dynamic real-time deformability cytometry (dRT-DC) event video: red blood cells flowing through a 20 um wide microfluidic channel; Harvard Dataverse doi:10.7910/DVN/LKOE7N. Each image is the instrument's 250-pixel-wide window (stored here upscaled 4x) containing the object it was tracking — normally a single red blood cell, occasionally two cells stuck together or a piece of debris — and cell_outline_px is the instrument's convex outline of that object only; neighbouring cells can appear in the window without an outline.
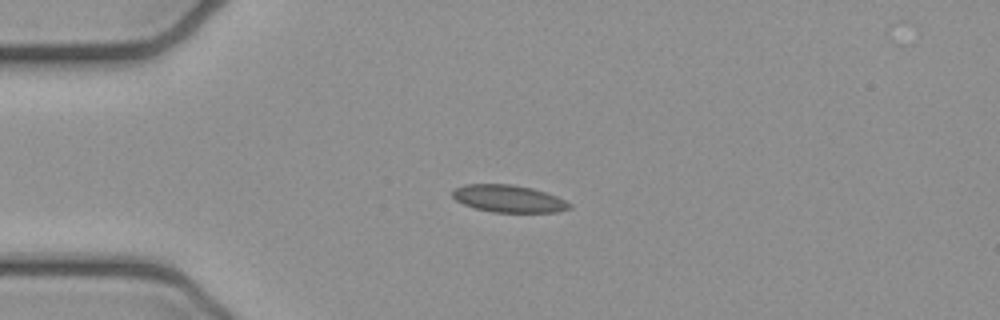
{"species": "common noctule bat (a hibernating species)", "species_latin": "Nyctalus noctula", "temperature_condition": "cold", "stored_images_in_passage": 40, "camera_frame_rate_fps": 3000, "um_per_image_px": 0.085, "animal": {"sex": "female", "body_mass_g": 21.9}, "frame": {"image": 1, "passage_image": 1, "time_ms": 0.0, "image_size_px": [1000, 320], "cell_outline_px": [[572, 208], [556, 212], [492, 212], [476, 208], [464, 204], [456, 200], [452, 196], [452, 188], [464, 184], [512, 184], [532, 188], [556, 196], [572, 204]], "centroid_in_image_um": [43.21, 16.88], "position_along_channel_um": 41.8, "area_um2": 18.61}}
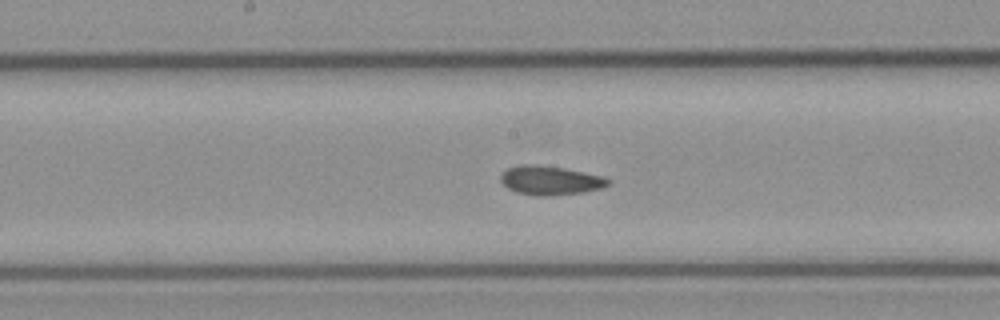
{"frame": {"image": 2, "passage_image": 15, "time_ms": 4.667, "image_size_px": [1000, 320], "cell_outline_px": [[612, 180], [608, 184], [600, 188], [580, 192], [548, 196], [536, 196], [516, 192], [508, 188], [500, 180], [500, 176], [508, 168], [520, 164], [536, 164], [564, 168], [604, 176]], "centroid_in_image_um": [46.76, 15.32], "position_along_channel_um": 201.4, "area_um2": 18.09}}
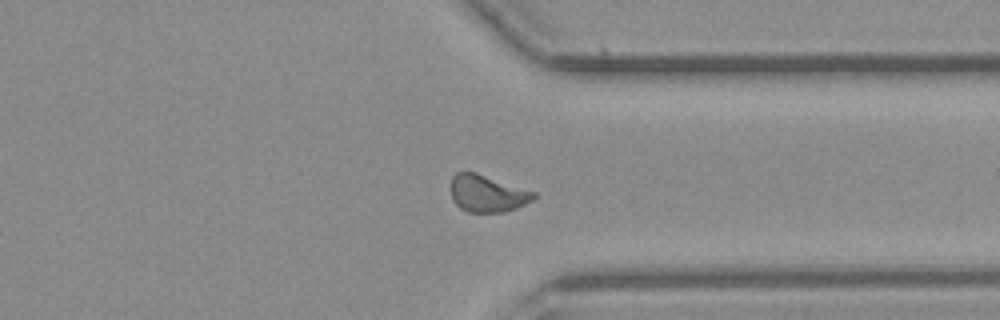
{"frame": {"image": 3, "passage_image": 28, "time_ms": 9.0, "image_size_px": [1000, 320], "cell_outline_px": [[536, 196], [532, 200], [516, 208], [504, 212], [468, 212], [460, 208], [452, 200], [452, 176], [456, 172], [476, 172], [536, 192]], "centroid_in_image_um": [41.42, 16.45], "position_along_channel_um": 370.0, "area_um2": 17.8}, "authors_computed_cell_mechanics": {"area_um2": 17.8024, "velocity_mm_per_s": 3.9285, "shape_relaxation_time_tau1_ms": 3.9484, "shape_relaxation_time_tau2_ms": 2.4351, "deformation_change_tau1": 0.1021, "deformation_change_tau2": 0.0773}}